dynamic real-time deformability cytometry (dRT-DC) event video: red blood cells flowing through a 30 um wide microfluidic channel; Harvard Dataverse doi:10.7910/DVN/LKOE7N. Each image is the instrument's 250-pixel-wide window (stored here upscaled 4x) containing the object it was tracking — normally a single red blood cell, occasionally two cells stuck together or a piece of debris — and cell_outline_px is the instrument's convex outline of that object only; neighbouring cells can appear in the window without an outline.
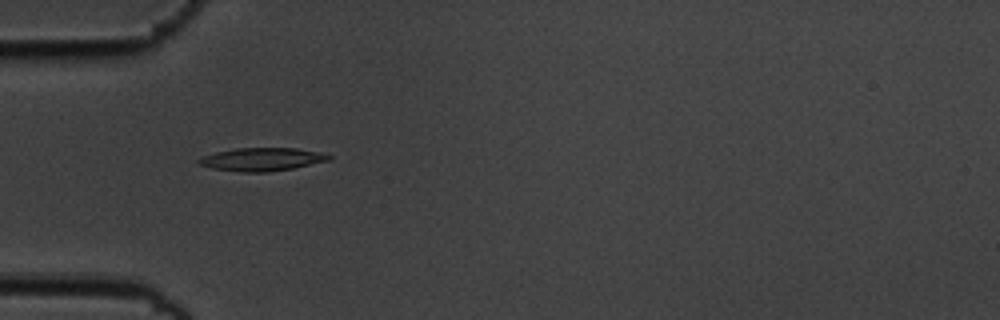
{"species": "common noctule bat (a hibernating species)", "species_latin": "Nyctalus noctula", "temperature_condition": "cold", "stored_images_in_passage": 6, "camera_frame_rate_fps": 3000, "um_per_image_px": 0.085, "animal": {"sex": "male", "body_mass_g": 19.5, "forearm_length_mm": 54.6}, "frame": {"image": 1, "passage_image": 5, "time_ms": 1.333, "image_size_px": [1000, 320], "cell_outline_px": [[332, 160], [292, 168], [268, 172], [240, 172], [212, 168], [200, 164], [196, 160], [204, 156], [216, 152], [236, 148], [296, 148], [320, 152], [332, 156]], "centroid_in_image_um": [22.29, 13.54], "position_along_channel_um": 62.7, "area_um2": 17.46}}
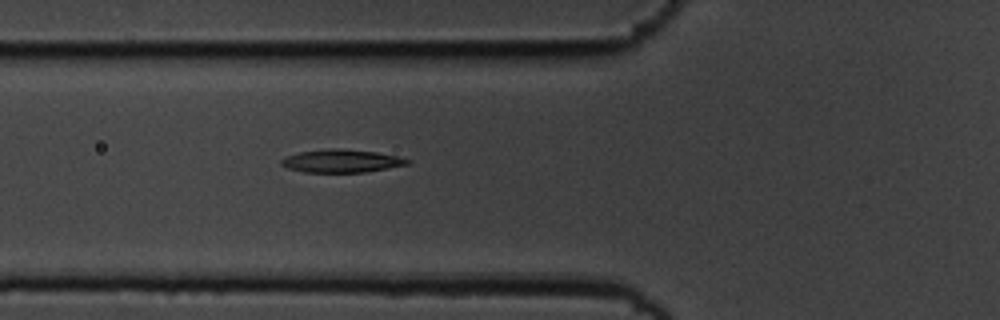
{"frame": {"image": 2, "passage_image": 6, "time_ms": 1.667, "image_size_px": [1000, 320], "cell_outline_px": [[412, 160], [408, 164], [388, 168], [364, 172], [304, 172], [288, 168], [280, 164], [280, 160], [288, 156], [300, 152], [328, 148], [340, 148], [376, 152], [396, 156]], "centroid_in_image_um": [29.02, 13.68], "position_along_channel_um": 96.8, "area_um2": 16.76}}